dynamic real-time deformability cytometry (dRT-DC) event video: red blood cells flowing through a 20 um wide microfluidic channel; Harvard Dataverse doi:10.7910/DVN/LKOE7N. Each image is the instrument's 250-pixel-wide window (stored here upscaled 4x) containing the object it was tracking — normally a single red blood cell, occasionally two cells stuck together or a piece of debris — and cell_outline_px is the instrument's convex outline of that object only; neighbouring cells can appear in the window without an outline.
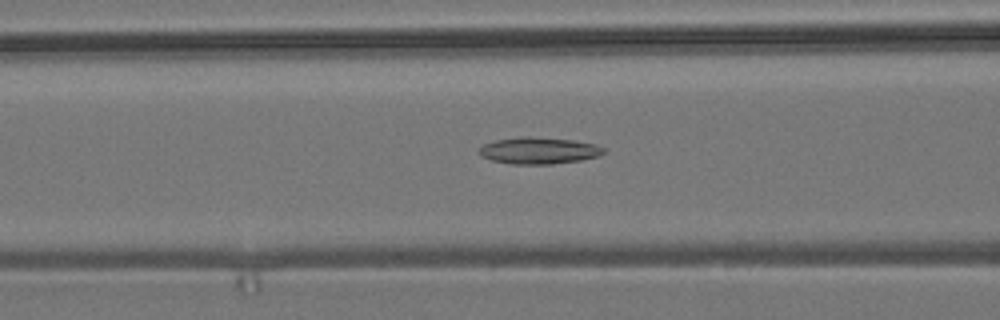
{"species": "common noctule bat (a hibernating species)", "species_latin": "Nyctalus noctula", "temperature_condition": "room temperature", "stored_images_in_passage": 54, "camera_frame_rate_fps": 3000, "um_per_image_px": 0.085, "animal": {"sex": "male", "body_mass_g": 19.2, "forearm_length_mm": 51.8}, "frame": {"image": 1, "passage_image": 21, "time_ms": 6.667, "image_size_px": [1000, 320], "cell_outline_px": [[604, 152], [600, 156], [580, 160], [552, 164], [512, 164], [492, 160], [480, 156], [476, 152], [484, 144], [496, 140], [520, 136], [528, 136], [572, 140], [596, 144], [604, 148]], "centroid_in_image_um": [45.77, 12.8], "position_along_channel_um": 120.8, "area_um2": 19.42}}
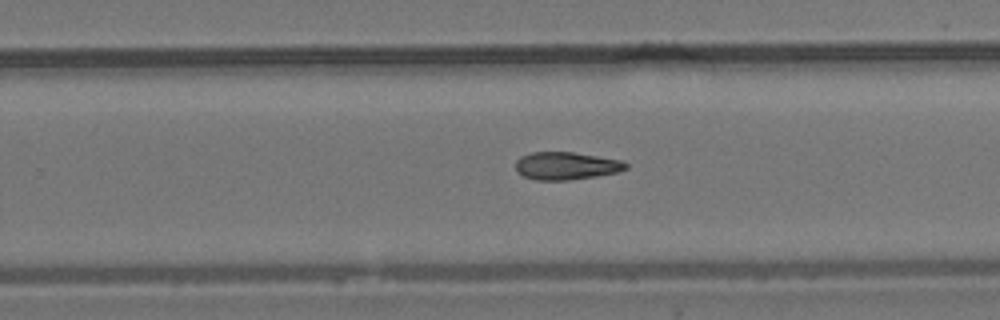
{"frame": {"image": 2, "passage_image": 34, "time_ms": 11.0, "image_size_px": [1000, 320], "cell_outline_px": [[628, 168], [620, 172], [596, 176], [568, 180], [536, 180], [524, 176], [516, 172], [516, 160], [520, 156], [532, 152], [572, 152], [624, 160], [628, 164]], "centroid_in_image_um": [48.15, 14.09], "position_along_channel_um": 281.6, "area_um2": 17.98}}
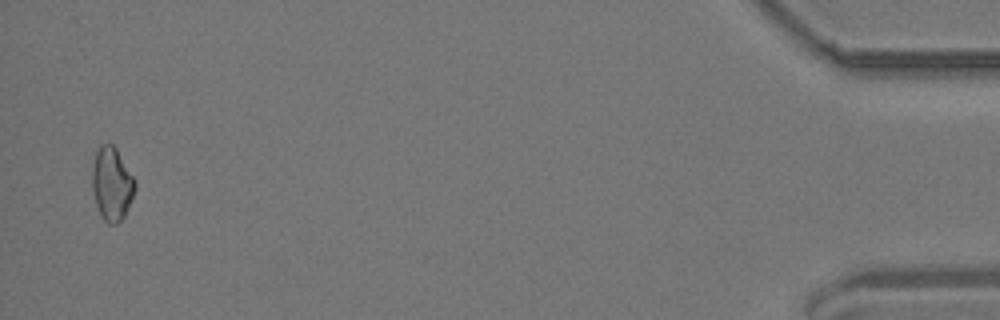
{"frame": {"image": 3, "passage_image": 53, "time_ms": 17.333, "image_size_px": [1000, 320], "cell_outline_px": [[136, 188], [124, 216], [116, 224], [108, 224], [100, 216], [96, 204], [92, 188], [92, 168], [96, 152], [100, 144], [112, 144], [116, 148], [136, 180]], "centroid_in_image_um": [9.5, 15.63], "position_along_channel_um": 425.7, "area_um2": 18.32}}